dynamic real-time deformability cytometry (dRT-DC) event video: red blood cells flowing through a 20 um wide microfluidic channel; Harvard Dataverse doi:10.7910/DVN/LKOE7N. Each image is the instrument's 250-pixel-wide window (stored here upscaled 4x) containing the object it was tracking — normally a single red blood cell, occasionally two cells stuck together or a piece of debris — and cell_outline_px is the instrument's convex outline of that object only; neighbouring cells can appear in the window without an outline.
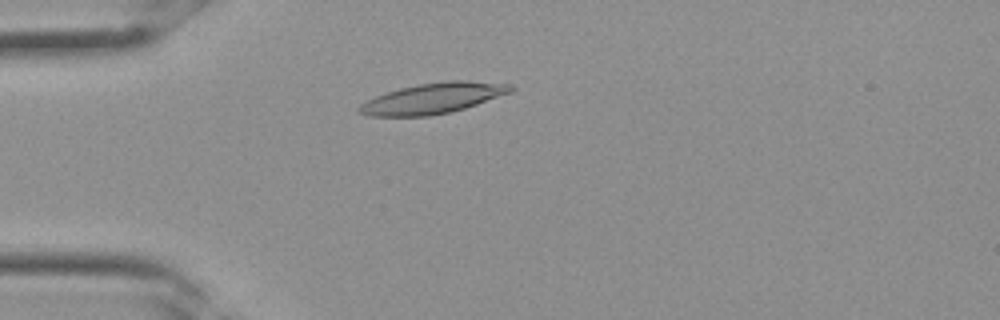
{"species": "Egyptian fruit bat (a non-hibernating species)", "species_latin": "Rousettus aegyptiacus", "temperature_condition": "room temperature", "stored_images_in_passage": 32, "camera_frame_rate_fps": 3000, "um_per_image_px": 0.085, "frame": {"image": 1, "passage_image": 8, "time_ms": 2.333, "image_size_px": [1000, 320], "cell_outline_px": [[516, 88], [512, 92], [464, 108], [448, 112], [428, 116], [364, 116], [356, 112], [356, 108], [364, 100], [400, 88], [420, 84], [448, 80], [464, 80], [512, 84]], "centroid_in_image_um": [36.77, 8.35], "position_along_channel_um": 48.2, "area_um2": 27.05}}
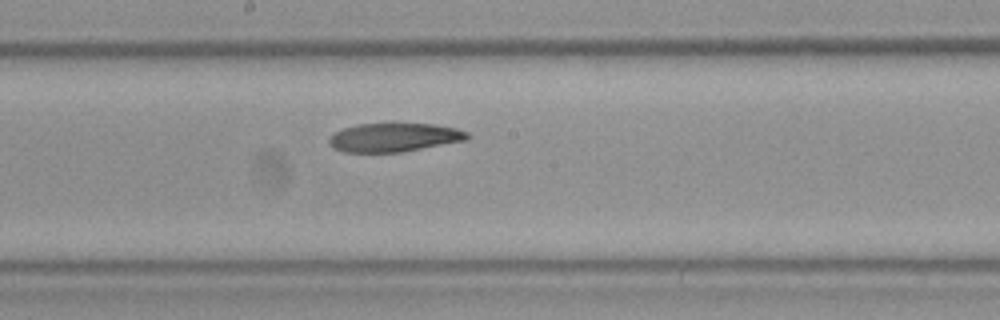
{"frame": {"image": 2, "passage_image": 17, "time_ms": 5.333, "image_size_px": [1000, 320], "cell_outline_px": [[472, 136], [468, 140], [400, 152], [344, 152], [332, 148], [328, 144], [328, 140], [336, 132], [344, 128], [356, 124], [392, 120], [432, 124], [456, 128], [468, 132]], "centroid_in_image_um": [33.51, 11.63], "position_along_channel_um": 214.7, "area_um2": 24.16}}
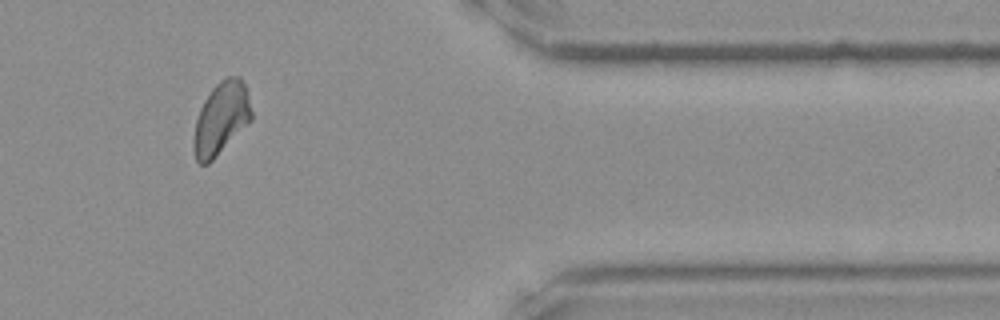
{"frame": {"image": 3, "passage_image": 27, "time_ms": 8.667, "image_size_px": [1000, 320], "cell_outline_px": [[252, 120], [208, 164], [200, 164], [196, 160], [192, 148], [192, 140], [196, 120], [200, 108], [204, 100], [212, 88], [220, 80], [228, 76], [240, 76], [244, 84], [248, 96], [252, 112]], "centroid_in_image_um": [18.77, 10.07], "position_along_channel_um": 392.6, "area_um2": 24.39}}